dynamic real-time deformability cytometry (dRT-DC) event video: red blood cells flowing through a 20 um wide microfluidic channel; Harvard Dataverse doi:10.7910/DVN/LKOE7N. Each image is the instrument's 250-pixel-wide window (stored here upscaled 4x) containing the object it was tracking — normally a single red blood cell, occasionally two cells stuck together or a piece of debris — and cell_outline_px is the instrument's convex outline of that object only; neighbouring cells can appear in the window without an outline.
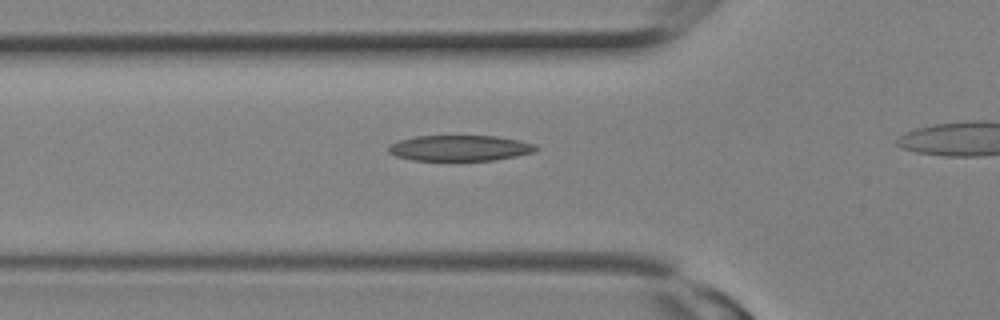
{"species": "Egyptian fruit bat (a non-hibernating species)", "species_latin": "Rousettus aegyptiacus", "temperature_condition": "room temperature", "stored_images_in_passage": 18, "camera_frame_rate_fps": 3000, "um_per_image_px": 0.085, "animal": {"sex": "female"}, "frame": {"image": 1, "passage_image": 6, "time_ms": 1.667, "image_size_px": [1000, 320], "cell_outline_px": [[540, 148], [532, 152], [516, 156], [492, 160], [412, 160], [396, 156], [388, 152], [388, 144], [400, 140], [416, 136], [496, 136], [520, 140], [536, 144]], "centroid_in_image_um": [39.08, 12.58], "position_along_channel_um": 86.7, "area_um2": 22.08}}
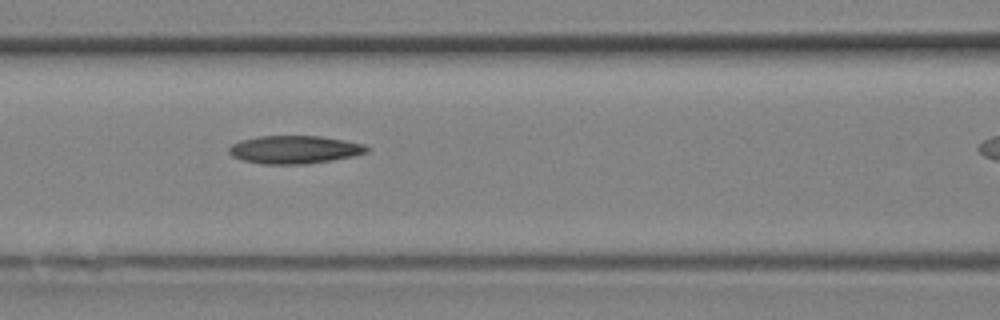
{"frame": {"image": 2, "passage_image": 8, "time_ms": 2.333, "image_size_px": [1000, 320], "cell_outline_px": [[368, 152], [352, 156], [332, 160], [304, 164], [260, 164], [244, 160], [232, 156], [228, 152], [228, 148], [232, 144], [240, 140], [260, 136], [320, 136], [344, 140], [364, 144], [368, 148]], "centroid_in_image_um": [25.01, 12.71], "position_along_channel_um": 141.6, "area_um2": 22.43}}